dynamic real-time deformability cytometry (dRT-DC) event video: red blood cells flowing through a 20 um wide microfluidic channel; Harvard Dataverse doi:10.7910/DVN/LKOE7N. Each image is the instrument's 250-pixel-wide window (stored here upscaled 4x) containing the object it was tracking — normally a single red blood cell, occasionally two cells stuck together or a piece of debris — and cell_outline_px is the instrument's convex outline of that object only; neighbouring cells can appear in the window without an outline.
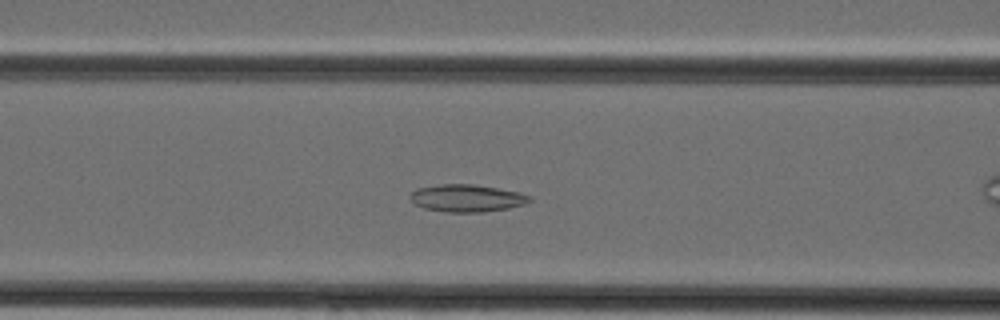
{"species": "Egyptian fruit bat (a non-hibernating species)", "species_latin": "Rousettus aegyptiacus", "temperature_condition": "cold", "stored_images_in_passage": 40, "camera_frame_rate_fps": 3000, "um_per_image_px": 0.085, "animal": {"sex": "female"}, "frame": {"image": 1, "passage_image": 15, "time_ms": 4.667, "image_size_px": [1000, 320], "cell_outline_px": [[532, 200], [524, 204], [508, 208], [484, 212], [444, 212], [424, 208], [416, 204], [408, 196], [416, 188], [440, 184], [472, 184], [520, 192], [532, 196]], "centroid_in_image_um": [39.68, 16.84], "position_along_channel_um": 126.9, "area_um2": 19.07}}
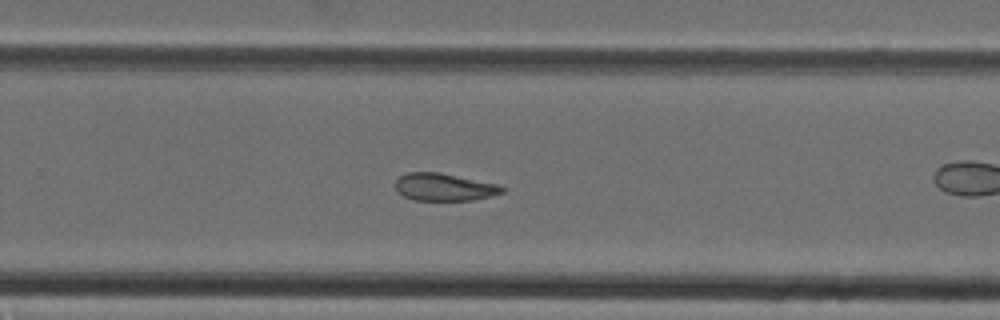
{"frame": {"image": 2, "passage_image": 25, "time_ms": 8.0, "image_size_px": [1000, 320], "cell_outline_px": [[504, 192], [492, 196], [472, 200], [412, 200], [396, 192], [396, 180], [400, 176], [408, 172], [440, 172], [500, 184], [504, 188]], "centroid_in_image_um": [37.77, 15.9], "position_along_channel_um": 292.0, "area_um2": 17.28}}
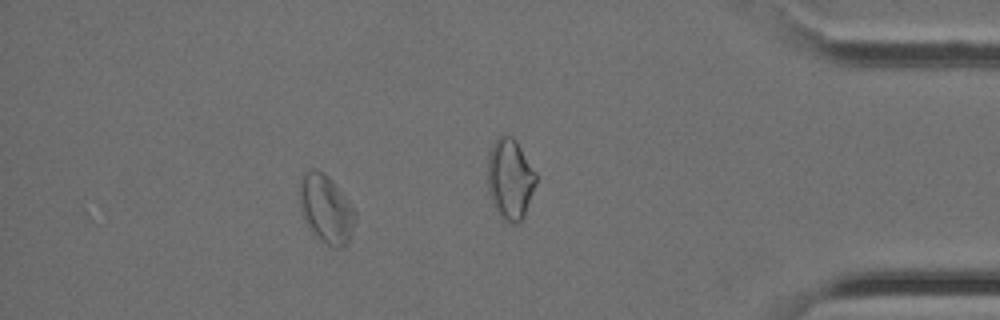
{"frame": {"image": 3, "passage_image": 35, "time_ms": 11.333, "image_size_px": [1000, 320], "cell_outline_px": [[356, 216], [352, 232], [348, 244], [344, 248], [336, 248], [328, 244], [312, 232], [308, 228], [304, 220], [300, 208], [300, 184], [304, 172], [312, 168], [316, 168], [324, 172], [332, 180], [356, 208]], "centroid_in_image_um": [27.74, 17.75], "position_along_channel_um": 407.5, "area_um2": 22.37}}